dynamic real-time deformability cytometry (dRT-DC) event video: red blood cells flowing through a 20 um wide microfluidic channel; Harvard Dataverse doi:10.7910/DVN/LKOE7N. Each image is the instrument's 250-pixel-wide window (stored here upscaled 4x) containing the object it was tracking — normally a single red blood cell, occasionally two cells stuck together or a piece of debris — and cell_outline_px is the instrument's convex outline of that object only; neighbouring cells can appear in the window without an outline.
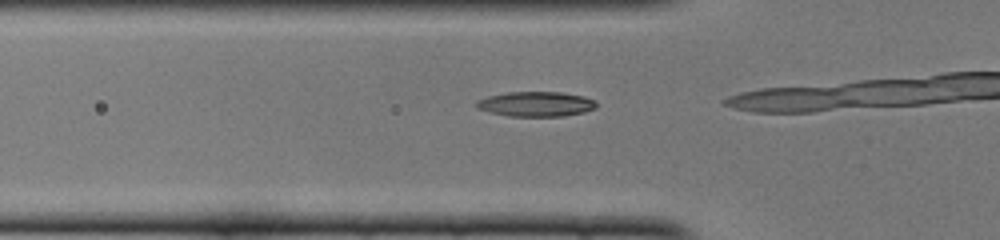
{"species": "common noctule bat (a hibernating species)", "species_latin": "Nyctalus noctula", "temperature_condition": "cold", "stored_images_in_passage": 14, "camera_frame_rate_fps": 3000, "um_per_image_px": 0.085, "animal": {"sex": "female", "body_mass_g": 22.0, "forearm_length_mm": 56.7}, "frame": {"image": 1, "passage_image": 12, "time_ms": 3.667, "image_size_px": [1000, 240], "cell_outline_px": [[596, 108], [584, 112], [564, 116], [508, 116], [488, 112], [476, 108], [476, 100], [488, 96], [508, 92], [560, 92], [584, 96], [596, 100]], "centroid_in_image_um": [45.55, 8.84], "position_along_channel_um": 80.2, "area_um2": 17.51}}